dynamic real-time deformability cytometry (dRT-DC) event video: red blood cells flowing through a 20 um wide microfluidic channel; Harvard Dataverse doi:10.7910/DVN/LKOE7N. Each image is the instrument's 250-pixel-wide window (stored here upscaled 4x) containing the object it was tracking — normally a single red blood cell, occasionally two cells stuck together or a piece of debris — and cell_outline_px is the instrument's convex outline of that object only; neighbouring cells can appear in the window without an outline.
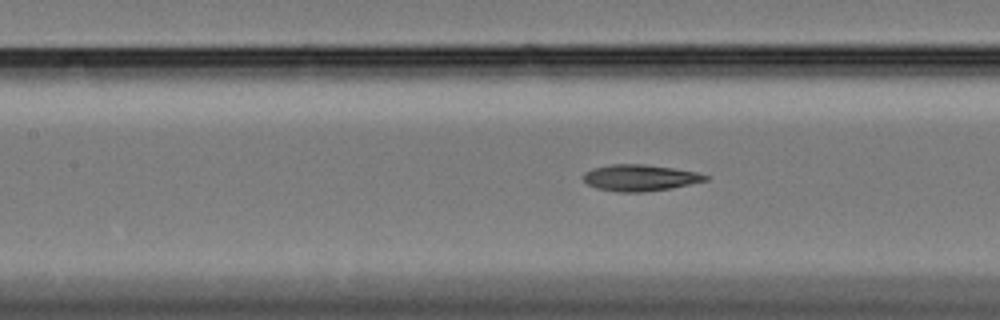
{"species": "Egyptian fruit bat (a non-hibernating species)", "species_latin": "Rousettus aegyptiacus", "temperature_condition": "cold", "stored_images_in_passage": 53, "camera_frame_rate_fps": 3000, "um_per_image_px": 0.085, "animal": {"sex": "female"}, "frame": {"image": 1, "passage_image": 20, "time_ms": 6.333, "image_size_px": [1000, 320], "cell_outline_px": [[708, 180], [672, 188], [644, 192], [620, 192], [596, 188], [588, 184], [584, 180], [584, 172], [592, 168], [612, 164], [644, 164], [672, 168], [696, 172], [708, 176]], "centroid_in_image_um": [54.38, 15.11], "position_along_channel_um": 153.0, "area_um2": 18.67}}
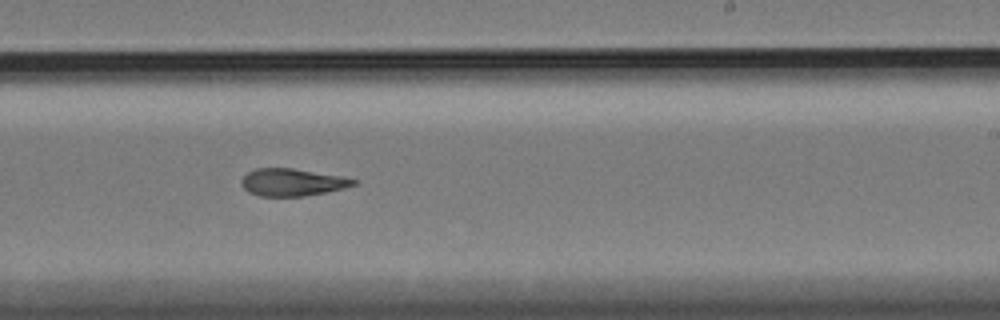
{"frame": {"image": 2, "passage_image": 30, "time_ms": 9.667, "image_size_px": [1000, 320], "cell_outline_px": [[356, 184], [344, 188], [304, 196], [260, 196], [248, 192], [244, 188], [240, 180], [248, 172], [256, 168], [292, 168], [344, 176], [356, 180]], "centroid_in_image_um": [24.83, 15.48], "position_along_channel_um": 264.2, "area_um2": 17.8}}
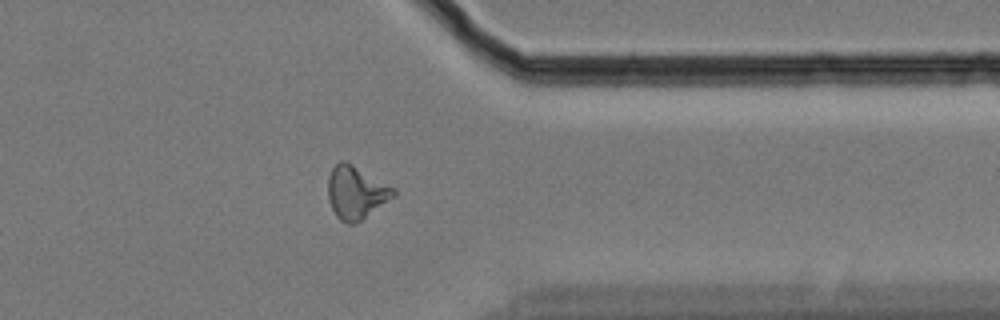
{"frame": {"image": 3, "passage_image": 41, "time_ms": 13.333, "image_size_px": [1000, 320], "cell_outline_px": [[396, 196], [356, 224], [348, 224], [340, 220], [336, 216], [328, 200], [328, 176], [332, 168], [340, 160], [344, 160], [352, 164], [396, 188]], "centroid_in_image_um": [30.27, 16.37], "position_along_channel_um": 381.1, "area_um2": 20.4}, "authors_computed_cell_mechanics": {"area_um2": 18.8428, "velocity_mm_per_s": 3.3437, "shape_relaxation_time_tau1_ms": 6.7509, "shape_relaxation_time_tau2_ms": null, "deformation_change_tau1": 0.1642, "deformation_change_tau2": null}}